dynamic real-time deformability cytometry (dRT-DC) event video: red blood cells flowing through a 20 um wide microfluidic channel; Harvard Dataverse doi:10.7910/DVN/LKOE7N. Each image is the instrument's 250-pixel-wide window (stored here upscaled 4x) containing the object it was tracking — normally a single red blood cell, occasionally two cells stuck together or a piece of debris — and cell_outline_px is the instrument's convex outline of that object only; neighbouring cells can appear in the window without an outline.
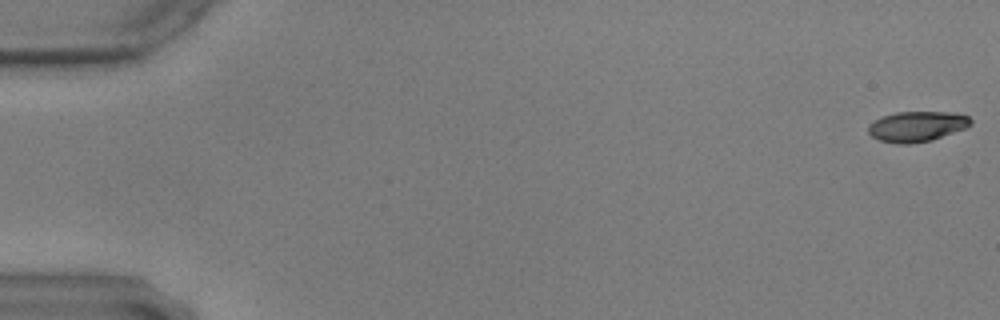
{"species": "common noctule bat (a hibernating species)", "species_latin": "Nyctalus noctula", "temperature_condition": "warm", "stored_images_in_passage": 59, "camera_frame_rate_fps": 3000, "um_per_image_px": 0.085, "animal": {"sex": "male", "body_mass_g": 17.9, "forearm_length_mm": 54.2}, "frame": {"image": 1, "passage_image": 1, "time_ms": 0.0, "image_size_px": [1000, 320], "cell_outline_px": [[972, 124], [968, 128], [932, 140], [908, 144], [900, 144], [880, 140], [872, 136], [868, 132], [868, 124], [884, 116], [896, 112], [952, 112], [968, 116], [972, 120]], "centroid_in_image_um": [77.98, 10.75], "position_along_channel_um": 7.0, "area_um2": 18.15}}
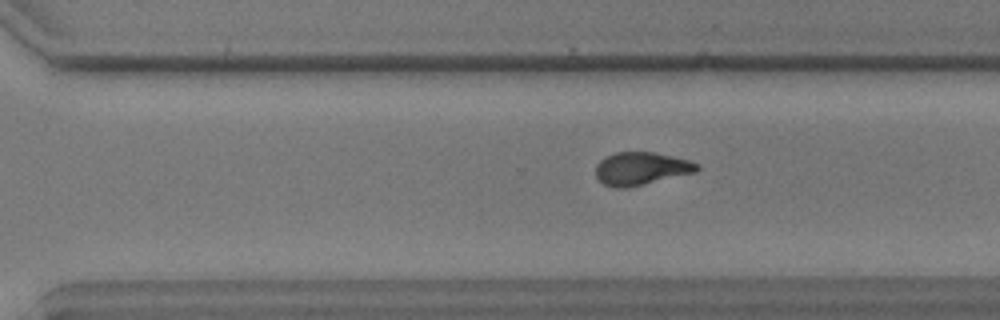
{"frame": {"image": 2, "passage_image": 41, "time_ms": 13.333, "image_size_px": [1000, 320], "cell_outline_px": [[700, 168], [696, 172], [624, 188], [612, 188], [604, 184], [596, 176], [596, 164], [604, 156], [616, 152], [656, 152], [688, 160], [700, 164]], "centroid_in_image_um": [54.48, 14.31], "position_along_channel_um": 316.1, "area_um2": 19.36}}
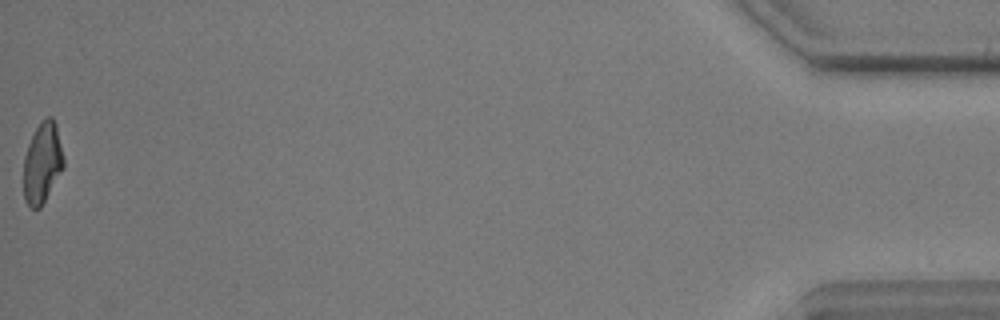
{"frame": {"image": 3, "passage_image": 59, "time_ms": 19.333, "image_size_px": [1000, 320], "cell_outline_px": [[64, 168], [40, 208], [32, 208], [24, 200], [24, 156], [28, 144], [40, 120], [48, 116], [52, 116], [56, 124], [64, 160]], "centroid_in_image_um": [3.6, 13.83], "position_along_channel_um": 431.6, "area_um2": 18.79}}